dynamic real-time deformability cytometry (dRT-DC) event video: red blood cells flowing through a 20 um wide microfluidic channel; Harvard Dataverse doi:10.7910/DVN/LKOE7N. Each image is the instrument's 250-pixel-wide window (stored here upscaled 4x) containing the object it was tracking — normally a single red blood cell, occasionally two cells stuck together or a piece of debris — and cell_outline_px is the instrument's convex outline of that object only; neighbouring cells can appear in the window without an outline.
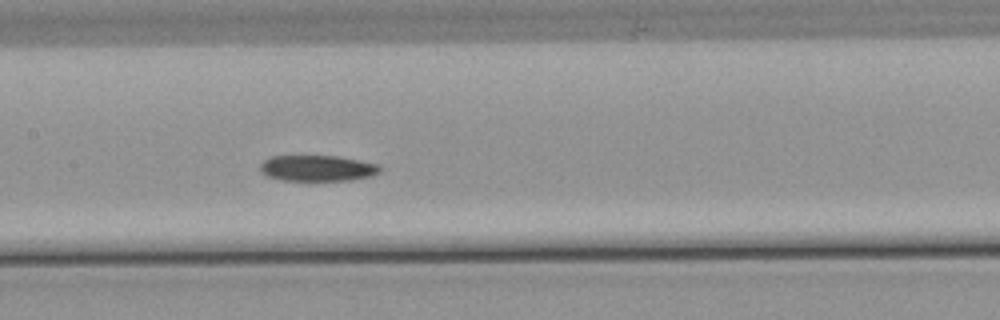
{"species": "common noctule bat (a hibernating species)", "species_latin": "Nyctalus noctula", "temperature_condition": "warm", "stored_images_in_passage": 36, "camera_frame_rate_fps": 3000, "um_per_image_px": 0.085, "animal": {"sex": "male", "body_mass_g": 21.5, "forearm_length_mm": 52.0}, "frame": {"image": 1, "passage_image": 17, "time_ms": 5.333, "image_size_px": [1000, 320], "cell_outline_px": [[380, 172], [372, 176], [352, 180], [280, 180], [268, 176], [260, 172], [260, 164], [264, 160], [272, 156], [336, 156], [360, 160], [380, 164]], "centroid_in_image_um": [26.99, 14.29], "position_along_channel_um": 180.4, "area_um2": 18.15}}
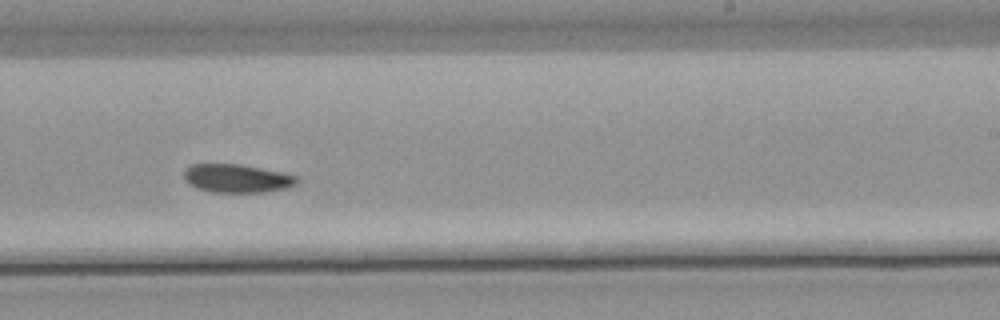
{"frame": {"image": 2, "passage_image": 24, "time_ms": 7.667, "image_size_px": [1000, 320], "cell_outline_px": [[300, 180], [296, 184], [288, 188], [264, 192], [208, 192], [196, 188], [188, 184], [184, 180], [184, 168], [192, 164], [240, 164], [280, 172], [296, 176]], "centroid_in_image_um": [20.1, 15.17], "position_along_channel_um": 268.9, "area_um2": 18.84}}
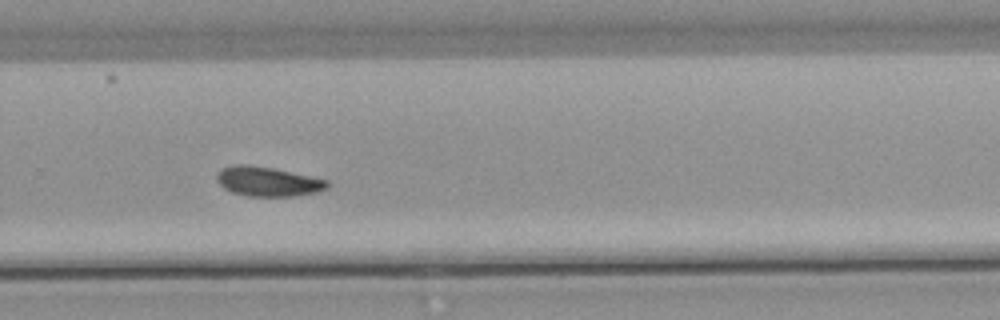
{"frame": {"image": 3, "passage_image": 27, "time_ms": 8.667, "image_size_px": [1000, 320], "cell_outline_px": [[328, 188], [316, 192], [292, 196], [244, 196], [232, 192], [224, 188], [216, 180], [216, 176], [220, 168], [236, 164], [248, 164], [272, 168], [328, 180]], "centroid_in_image_um": [22.71, 15.42], "position_along_channel_um": 307.1, "area_um2": 18.96}}